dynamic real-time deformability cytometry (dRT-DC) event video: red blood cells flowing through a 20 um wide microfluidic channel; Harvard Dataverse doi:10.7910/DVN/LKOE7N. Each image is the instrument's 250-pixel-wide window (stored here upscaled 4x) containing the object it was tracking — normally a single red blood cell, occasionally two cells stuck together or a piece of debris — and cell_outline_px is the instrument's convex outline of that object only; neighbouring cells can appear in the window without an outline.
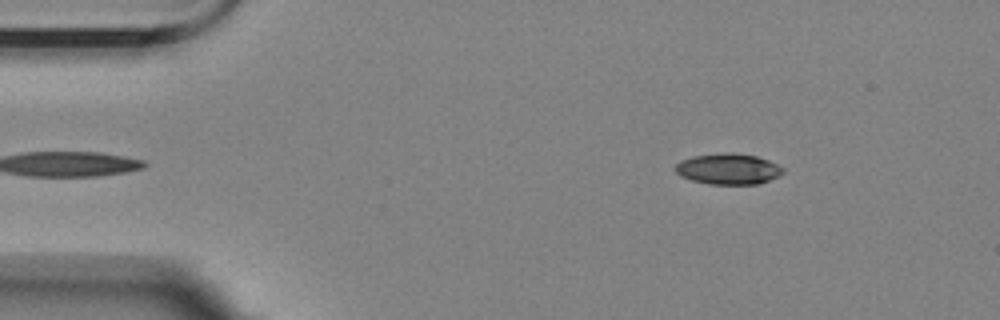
{"species": "Egyptian fruit bat (a non-hibernating species)", "species_latin": "Rousettus aegyptiacus", "temperature_condition": "room temperature", "stored_images_in_passage": 51, "camera_frame_rate_fps": 3000, "um_per_image_px": 0.085, "animal": {"sex": "female"}, "frame": {"image": 1, "passage_image": 2, "time_ms": 0.333, "image_size_px": [1000, 320], "cell_outline_px": [[784, 172], [780, 176], [760, 184], [708, 184], [692, 180], [680, 176], [676, 172], [676, 164], [680, 160], [692, 156], [724, 152], [728, 152], [756, 156], [768, 160], [784, 168]], "centroid_in_image_um": [61.91, 14.36], "position_along_channel_um": 23.1, "area_um2": 19.48}}
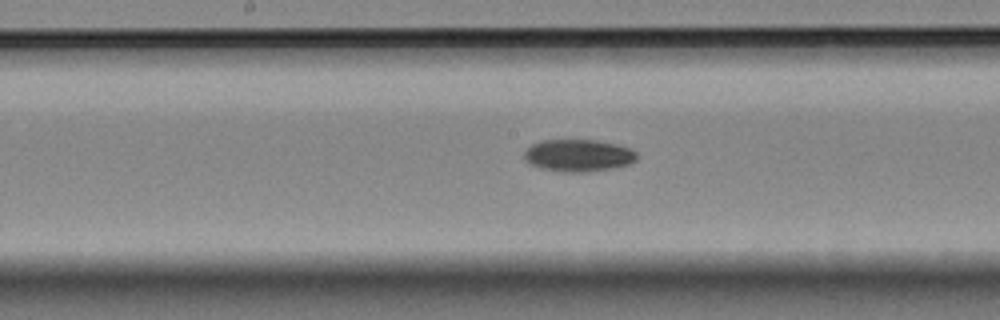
{"frame": {"image": 2, "passage_image": 23, "time_ms": 7.333, "image_size_px": [1000, 320], "cell_outline_px": [[636, 160], [628, 164], [612, 168], [580, 172], [564, 172], [540, 168], [528, 164], [524, 160], [524, 152], [532, 144], [540, 140], [596, 140], [616, 144], [628, 148], [636, 152]], "centroid_in_image_um": [49.1, 13.21], "position_along_channel_um": 199.1, "area_um2": 21.04}}
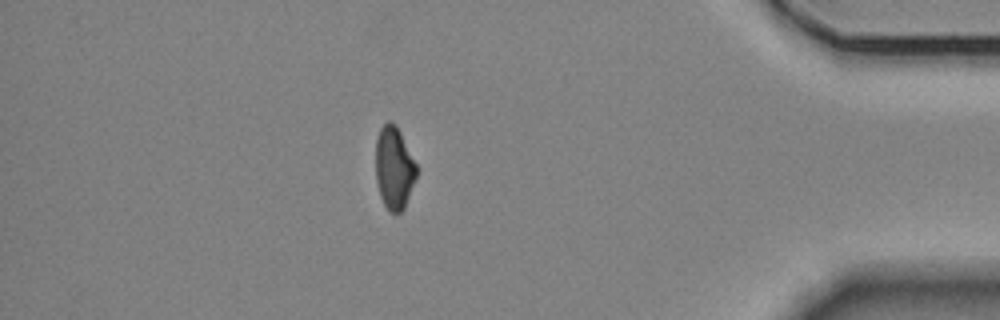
{"frame": {"image": 3, "passage_image": 44, "time_ms": 14.333, "image_size_px": [1000, 320], "cell_outline_px": [[420, 168], [404, 208], [400, 212], [388, 212], [380, 196], [376, 180], [376, 140], [380, 128], [388, 120], [392, 120], [396, 124]], "centroid_in_image_um": [33.52, 14.24], "position_along_channel_um": 401.7, "area_um2": 20.06}, "authors_computed_cell_mechanics": {"area_um2": 20.519, "velocity_mm_per_s": 3.4717, "shape_relaxation_time_tau1_ms": 10.4593, "shape_relaxation_time_tau2_ms": null, "deformation_change_tau1": 0.2092, "deformation_change_tau2": null}}